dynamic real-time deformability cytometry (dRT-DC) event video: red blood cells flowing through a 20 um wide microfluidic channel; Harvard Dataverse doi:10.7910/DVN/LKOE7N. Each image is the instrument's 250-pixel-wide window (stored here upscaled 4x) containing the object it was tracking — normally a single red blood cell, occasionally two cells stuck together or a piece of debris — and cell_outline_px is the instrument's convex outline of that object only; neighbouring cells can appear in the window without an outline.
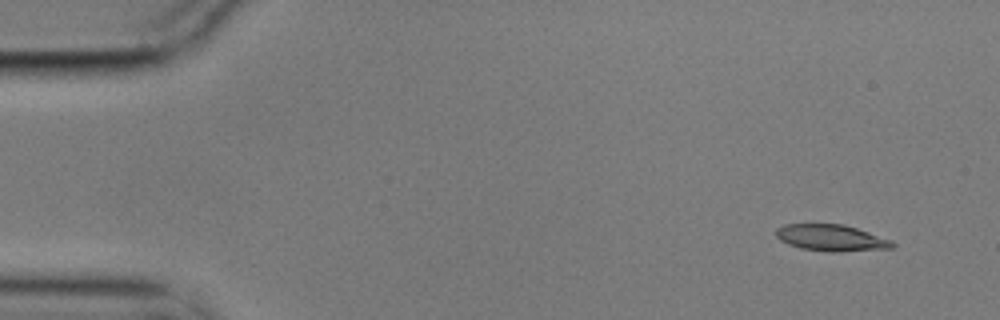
{"species": "common noctule bat (a hibernating species)", "species_latin": "Nyctalus noctula", "temperature_condition": "cold", "stored_images_in_passage": 11, "camera_frame_rate_fps": 3000, "um_per_image_px": 0.085, "animal": {"sex": "male", "body_mass_g": 17.9}, "frame": {"image": 1, "passage_image": 2, "time_ms": 0.333, "image_size_px": [1000, 320], "cell_outline_px": [[896, 244], [892, 248], [840, 252], [828, 252], [800, 248], [788, 244], [780, 240], [776, 236], [776, 228], [784, 224], [844, 224], [892, 240]], "centroid_in_image_um": [70.65, 20.22], "position_along_channel_um": 14.4, "area_um2": 18.03}}
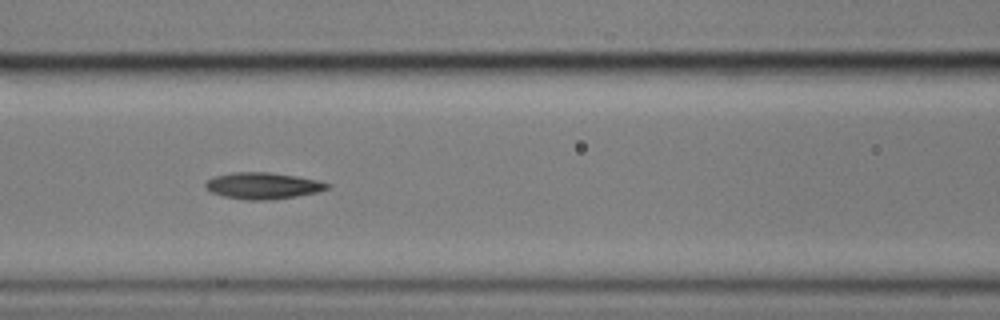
{"frame": {"image": 2, "passage_image": 7, "time_ms": 2.0, "image_size_px": [1000, 320], "cell_outline_px": [[332, 184], [328, 188], [316, 192], [296, 196], [272, 200], [248, 200], [224, 196], [212, 192], [204, 188], [204, 184], [208, 180], [216, 176], [232, 172], [268, 172], [296, 176], [316, 180]], "centroid_in_image_um": [22.33, 15.79], "position_along_channel_um": 144.3, "area_um2": 18.67}}
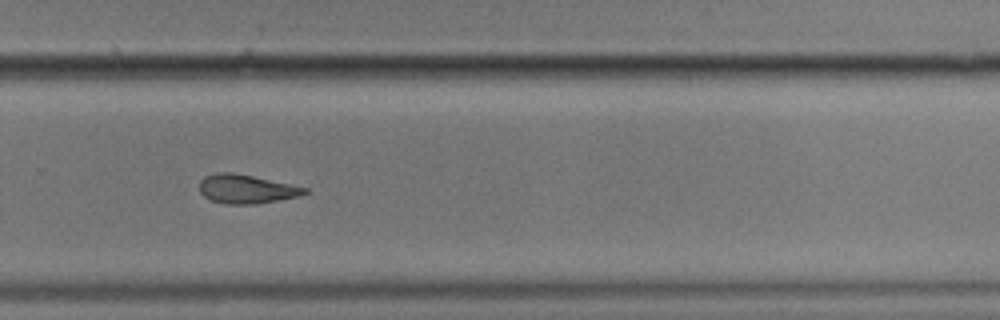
{"frame": {"image": 3, "passage_image": 11, "time_ms": 3.333, "image_size_px": [1000, 320], "cell_outline_px": [[308, 192], [300, 196], [256, 204], [228, 204], [212, 200], [204, 196], [200, 192], [200, 180], [204, 176], [216, 172], [232, 172], [292, 184], [308, 188]], "centroid_in_image_um": [20.95, 16.06], "position_along_channel_um": 308.9, "area_um2": 17.69}}